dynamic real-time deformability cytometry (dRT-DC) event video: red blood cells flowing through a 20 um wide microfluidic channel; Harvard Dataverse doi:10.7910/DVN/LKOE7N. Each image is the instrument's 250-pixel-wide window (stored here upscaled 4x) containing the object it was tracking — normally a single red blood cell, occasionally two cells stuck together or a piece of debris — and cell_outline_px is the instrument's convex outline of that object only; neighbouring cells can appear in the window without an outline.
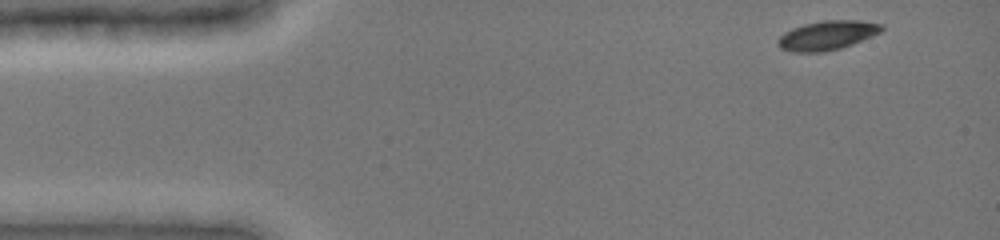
{"species": "common noctule bat (a hibernating species)", "species_latin": "Nyctalus noctula", "temperature_condition": "cold", "stored_images_in_passage": 35, "camera_frame_rate_fps": 3000, "um_per_image_px": 0.085, "animal": {"sex": "female", "body_mass_g": 19.0, "forearm_length_mm": 51.5}, "frame": {"image": 1, "passage_image": 1, "time_ms": 0.0, "image_size_px": [1000, 240], "cell_outline_px": [[884, 28], [880, 32], [852, 44], [840, 48], [824, 52], [792, 52], [780, 48], [776, 44], [776, 40], [784, 32], [792, 28], [804, 24], [824, 20], [856, 20], [884, 24]], "centroid_in_image_um": [70.27, 3.0], "position_along_channel_um": 14.7, "area_um2": 17.69}}
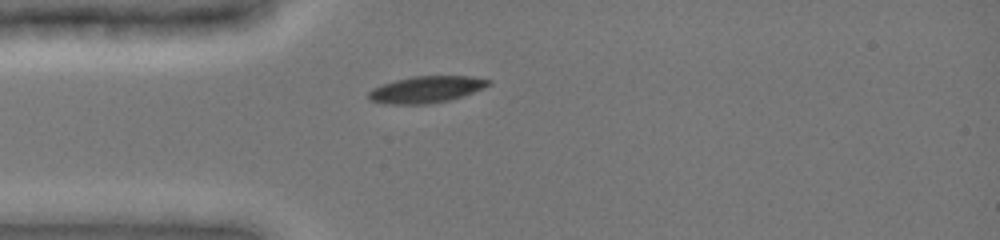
{"frame": {"image": 2, "passage_image": 14, "time_ms": 3.0, "image_size_px": [1000, 240], "cell_outline_px": [[492, 84], [484, 88], [448, 100], [428, 104], [384, 104], [368, 100], [368, 92], [372, 88], [396, 80], [412, 76], [472, 76], [492, 80]], "centroid_in_image_um": [36.22, 7.6], "position_along_channel_um": 48.8, "area_um2": 18.61}}
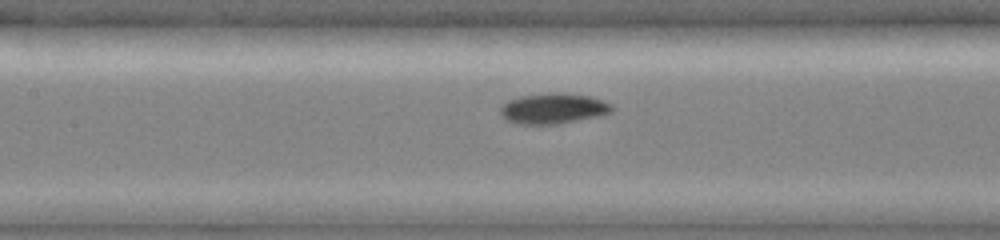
{"frame": {"image": 3, "passage_image": 28, "time_ms": 6.0, "image_size_px": [1000, 240], "cell_outline_px": [[612, 112], [600, 116], [556, 124], [520, 124], [508, 120], [500, 116], [500, 108], [508, 100], [520, 96], [552, 92], [560, 92], [592, 96], [604, 100], [612, 104]], "centroid_in_image_um": [47.05, 9.21], "position_along_channel_um": 160.3, "area_um2": 20.0}}